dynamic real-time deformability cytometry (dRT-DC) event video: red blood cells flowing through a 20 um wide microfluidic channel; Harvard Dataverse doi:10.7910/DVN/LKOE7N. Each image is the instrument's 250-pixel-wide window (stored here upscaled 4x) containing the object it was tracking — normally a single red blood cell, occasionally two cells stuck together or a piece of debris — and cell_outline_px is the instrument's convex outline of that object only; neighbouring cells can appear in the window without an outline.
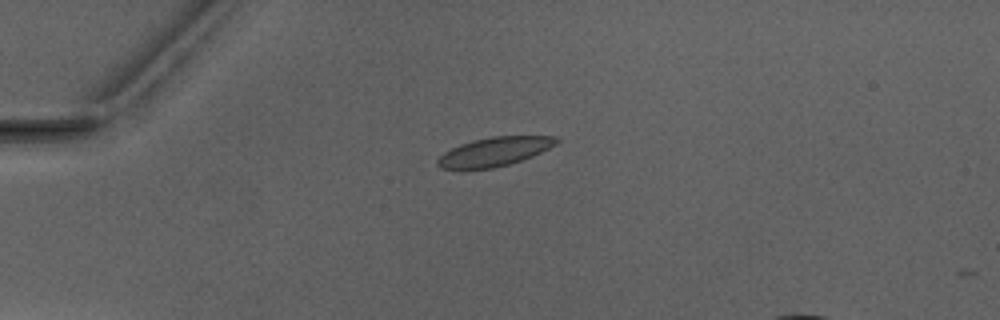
{"species": "Egyptian fruit bat (a non-hibernating species)", "species_latin": "Rousettus aegyptiacus", "temperature_condition": "warm", "stored_images_in_passage": 1, "camera_frame_rate_fps": 3000, "um_per_image_px": 0.085, "animal": {"sex": "male"}, "frame": {"image": 1, "passage_image": 1, "time_ms": 0.0, "image_size_px": [1000, 320], "cell_outline_px": [[560, 140], [556, 144], [532, 156], [508, 164], [492, 168], [440, 168], [436, 164], [436, 160], [444, 152], [460, 144], [472, 140], [492, 136], [556, 136]], "centroid_in_image_um": [42.02, 12.87], "position_along_channel_um": 43.0, "area_um2": 19.71}}